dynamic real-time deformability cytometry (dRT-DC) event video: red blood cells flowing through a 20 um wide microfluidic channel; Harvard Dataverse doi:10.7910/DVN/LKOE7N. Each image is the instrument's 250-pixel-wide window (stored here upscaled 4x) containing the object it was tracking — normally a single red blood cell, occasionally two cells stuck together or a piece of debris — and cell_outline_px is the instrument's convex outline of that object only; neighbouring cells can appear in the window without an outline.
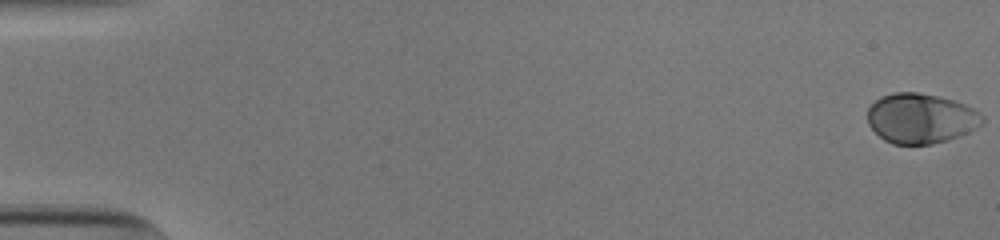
{"species": "human", "species_latin": "Homo sapiens", "temperature_condition": "cold", "stored_images_in_passage": 55, "camera_frame_rate_fps": 3000, "um_per_image_px": 0.085, "donor": {"sex": "male"}, "frame": {"image": 1, "passage_image": 1, "time_ms": 0.0, "image_size_px": [1000, 240], "cell_outline_px": [[984, 124], [960, 136], [948, 140], [932, 144], [892, 144], [884, 140], [868, 124], [868, 108], [880, 96], [892, 92], [916, 92], [936, 96], [952, 100], [964, 104], [980, 112], [984, 116]], "centroid_in_image_um": [78.28, 10.06], "position_along_channel_um": 6.7, "area_um2": 33.52}}
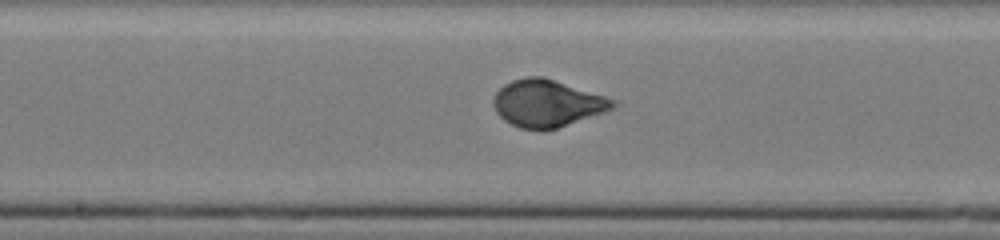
{"frame": {"image": 2, "passage_image": 30, "time_ms": 9.667, "image_size_px": [1000, 240], "cell_outline_px": [[616, 104], [612, 108], [604, 112], [544, 132], [520, 128], [504, 120], [496, 112], [492, 104], [492, 100], [496, 92], [504, 84], [512, 80], [528, 76], [544, 76], [616, 100]], "centroid_in_image_um": [46.46, 8.79], "position_along_channel_um": 201.7, "area_um2": 32.83}}
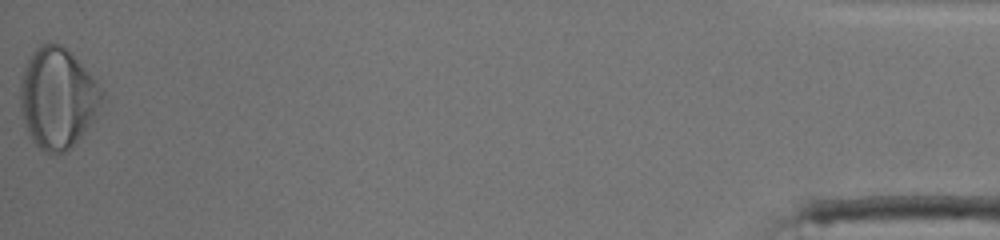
{"frame": {"image": 3, "passage_image": 55, "time_ms": 18.0, "image_size_px": [1000, 240], "cell_outline_px": [[104, 100], [92, 120], [76, 144], [68, 152], [44, 152], [32, 140], [28, 132], [20, 108], [20, 80], [24, 64], [28, 56], [40, 44], [60, 44], [88, 72], [104, 92]], "centroid_in_image_um": [4.87, 8.35], "position_along_channel_um": 430.3, "area_um2": 47.51}, "authors_computed_cell_mechanics": {"area_um2": 33.1194, "velocity_mm_per_s": 3.8205, "shape_relaxation_time_tau1_ms": 3.0984, "shape_relaxation_time_tau2_ms": null, "deformation_change_tau1": 0.1535, "deformation_change_tau2": null}}